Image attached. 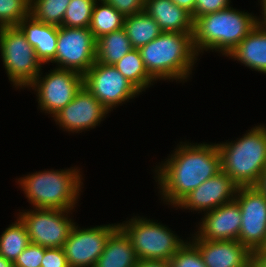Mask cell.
Returning <instances> with one entry per match:
<instances>
[{
	"instance_id": "8fae6325",
	"label": "cell",
	"mask_w": 266,
	"mask_h": 267,
	"mask_svg": "<svg viewBox=\"0 0 266 267\" xmlns=\"http://www.w3.org/2000/svg\"><path fill=\"white\" fill-rule=\"evenodd\" d=\"M83 78L84 86L109 112L141 94L113 65L95 62Z\"/></svg>"
},
{
	"instance_id": "60d3db41",
	"label": "cell",
	"mask_w": 266,
	"mask_h": 267,
	"mask_svg": "<svg viewBox=\"0 0 266 267\" xmlns=\"http://www.w3.org/2000/svg\"><path fill=\"white\" fill-rule=\"evenodd\" d=\"M256 250H265L266 251V240H265V243L262 245V247L258 248Z\"/></svg>"
},
{
	"instance_id": "9a60e30c",
	"label": "cell",
	"mask_w": 266,
	"mask_h": 267,
	"mask_svg": "<svg viewBox=\"0 0 266 267\" xmlns=\"http://www.w3.org/2000/svg\"><path fill=\"white\" fill-rule=\"evenodd\" d=\"M238 185L224 172L204 181L174 208L208 212L235 199Z\"/></svg>"
},
{
	"instance_id": "6da1fadb",
	"label": "cell",
	"mask_w": 266,
	"mask_h": 267,
	"mask_svg": "<svg viewBox=\"0 0 266 267\" xmlns=\"http://www.w3.org/2000/svg\"><path fill=\"white\" fill-rule=\"evenodd\" d=\"M166 161L156 165L155 181L161 200L175 207L191 191L221 171L216 143L180 142Z\"/></svg>"
},
{
	"instance_id": "b9f144b4",
	"label": "cell",
	"mask_w": 266,
	"mask_h": 267,
	"mask_svg": "<svg viewBox=\"0 0 266 267\" xmlns=\"http://www.w3.org/2000/svg\"><path fill=\"white\" fill-rule=\"evenodd\" d=\"M166 267H175L171 262L166 261Z\"/></svg>"
},
{
	"instance_id": "ffe728a7",
	"label": "cell",
	"mask_w": 266,
	"mask_h": 267,
	"mask_svg": "<svg viewBox=\"0 0 266 267\" xmlns=\"http://www.w3.org/2000/svg\"><path fill=\"white\" fill-rule=\"evenodd\" d=\"M226 57L266 74V28L259 23Z\"/></svg>"
},
{
	"instance_id": "7a4b0ae2",
	"label": "cell",
	"mask_w": 266,
	"mask_h": 267,
	"mask_svg": "<svg viewBox=\"0 0 266 267\" xmlns=\"http://www.w3.org/2000/svg\"><path fill=\"white\" fill-rule=\"evenodd\" d=\"M193 33L162 32L139 48L148 74L157 82L190 79L198 54L193 46Z\"/></svg>"
},
{
	"instance_id": "d590c367",
	"label": "cell",
	"mask_w": 266,
	"mask_h": 267,
	"mask_svg": "<svg viewBox=\"0 0 266 267\" xmlns=\"http://www.w3.org/2000/svg\"><path fill=\"white\" fill-rule=\"evenodd\" d=\"M135 267H166V261L141 259Z\"/></svg>"
},
{
	"instance_id": "3957f363",
	"label": "cell",
	"mask_w": 266,
	"mask_h": 267,
	"mask_svg": "<svg viewBox=\"0 0 266 267\" xmlns=\"http://www.w3.org/2000/svg\"><path fill=\"white\" fill-rule=\"evenodd\" d=\"M258 23V16L233 7L197 17L192 34L195 52L212 50L226 57Z\"/></svg>"
},
{
	"instance_id": "277c9868",
	"label": "cell",
	"mask_w": 266,
	"mask_h": 267,
	"mask_svg": "<svg viewBox=\"0 0 266 267\" xmlns=\"http://www.w3.org/2000/svg\"><path fill=\"white\" fill-rule=\"evenodd\" d=\"M81 173L78 167L47 169L24 175L17 183L32 208L74 210L83 188Z\"/></svg>"
},
{
	"instance_id": "d6986e66",
	"label": "cell",
	"mask_w": 266,
	"mask_h": 267,
	"mask_svg": "<svg viewBox=\"0 0 266 267\" xmlns=\"http://www.w3.org/2000/svg\"><path fill=\"white\" fill-rule=\"evenodd\" d=\"M144 11L156 21L162 32L193 33L191 14L171 0H145Z\"/></svg>"
},
{
	"instance_id": "f35d334b",
	"label": "cell",
	"mask_w": 266,
	"mask_h": 267,
	"mask_svg": "<svg viewBox=\"0 0 266 267\" xmlns=\"http://www.w3.org/2000/svg\"><path fill=\"white\" fill-rule=\"evenodd\" d=\"M259 1L261 2L260 6H262L261 7L262 11L260 12L261 17L259 15V24L266 28V0H259Z\"/></svg>"
},
{
	"instance_id": "52a82bcc",
	"label": "cell",
	"mask_w": 266,
	"mask_h": 267,
	"mask_svg": "<svg viewBox=\"0 0 266 267\" xmlns=\"http://www.w3.org/2000/svg\"><path fill=\"white\" fill-rule=\"evenodd\" d=\"M0 54L14 88L25 89L43 70L34 48L18 26L0 27Z\"/></svg>"
},
{
	"instance_id": "2e32d148",
	"label": "cell",
	"mask_w": 266,
	"mask_h": 267,
	"mask_svg": "<svg viewBox=\"0 0 266 267\" xmlns=\"http://www.w3.org/2000/svg\"><path fill=\"white\" fill-rule=\"evenodd\" d=\"M203 214L197 232L194 233L198 238L239 241L241 209L235 200Z\"/></svg>"
},
{
	"instance_id": "f546056e",
	"label": "cell",
	"mask_w": 266,
	"mask_h": 267,
	"mask_svg": "<svg viewBox=\"0 0 266 267\" xmlns=\"http://www.w3.org/2000/svg\"><path fill=\"white\" fill-rule=\"evenodd\" d=\"M175 267H207L199 250L188 240L170 261Z\"/></svg>"
},
{
	"instance_id": "8992f818",
	"label": "cell",
	"mask_w": 266,
	"mask_h": 267,
	"mask_svg": "<svg viewBox=\"0 0 266 267\" xmlns=\"http://www.w3.org/2000/svg\"><path fill=\"white\" fill-rule=\"evenodd\" d=\"M118 224L129 237L139 260L170 262L174 254L185 244V240L168 226L144 216H134Z\"/></svg>"
},
{
	"instance_id": "ba28073f",
	"label": "cell",
	"mask_w": 266,
	"mask_h": 267,
	"mask_svg": "<svg viewBox=\"0 0 266 267\" xmlns=\"http://www.w3.org/2000/svg\"><path fill=\"white\" fill-rule=\"evenodd\" d=\"M50 70L45 76L40 72L27 88L37 92L38 108L53 117L74 99L84 86V78L72 70Z\"/></svg>"
},
{
	"instance_id": "5b68a950",
	"label": "cell",
	"mask_w": 266,
	"mask_h": 267,
	"mask_svg": "<svg viewBox=\"0 0 266 267\" xmlns=\"http://www.w3.org/2000/svg\"><path fill=\"white\" fill-rule=\"evenodd\" d=\"M216 144L221 171L239 187L255 186L266 169V126L255 125L239 139Z\"/></svg>"
},
{
	"instance_id": "4316f807",
	"label": "cell",
	"mask_w": 266,
	"mask_h": 267,
	"mask_svg": "<svg viewBox=\"0 0 266 267\" xmlns=\"http://www.w3.org/2000/svg\"><path fill=\"white\" fill-rule=\"evenodd\" d=\"M71 0H30V15L37 21L62 26Z\"/></svg>"
},
{
	"instance_id": "83f0119b",
	"label": "cell",
	"mask_w": 266,
	"mask_h": 267,
	"mask_svg": "<svg viewBox=\"0 0 266 267\" xmlns=\"http://www.w3.org/2000/svg\"><path fill=\"white\" fill-rule=\"evenodd\" d=\"M97 0H71L62 22V26L70 28H89L92 11Z\"/></svg>"
},
{
	"instance_id": "4dcf8cb0",
	"label": "cell",
	"mask_w": 266,
	"mask_h": 267,
	"mask_svg": "<svg viewBox=\"0 0 266 267\" xmlns=\"http://www.w3.org/2000/svg\"><path fill=\"white\" fill-rule=\"evenodd\" d=\"M45 247L30 243L14 262V267H41Z\"/></svg>"
},
{
	"instance_id": "4fadbf2b",
	"label": "cell",
	"mask_w": 266,
	"mask_h": 267,
	"mask_svg": "<svg viewBox=\"0 0 266 267\" xmlns=\"http://www.w3.org/2000/svg\"><path fill=\"white\" fill-rule=\"evenodd\" d=\"M119 224L80 228L75 223L63 245L69 267H93L101 256L109 236Z\"/></svg>"
},
{
	"instance_id": "7402d4cb",
	"label": "cell",
	"mask_w": 266,
	"mask_h": 267,
	"mask_svg": "<svg viewBox=\"0 0 266 267\" xmlns=\"http://www.w3.org/2000/svg\"><path fill=\"white\" fill-rule=\"evenodd\" d=\"M123 28L132 48L139 49L158 37L162 30L145 11L124 18Z\"/></svg>"
},
{
	"instance_id": "d4e9b609",
	"label": "cell",
	"mask_w": 266,
	"mask_h": 267,
	"mask_svg": "<svg viewBox=\"0 0 266 267\" xmlns=\"http://www.w3.org/2000/svg\"><path fill=\"white\" fill-rule=\"evenodd\" d=\"M124 18L125 16L112 5L105 3L103 0H97L93 7L89 29L97 40L106 34L122 29Z\"/></svg>"
},
{
	"instance_id": "e0dca14e",
	"label": "cell",
	"mask_w": 266,
	"mask_h": 267,
	"mask_svg": "<svg viewBox=\"0 0 266 267\" xmlns=\"http://www.w3.org/2000/svg\"><path fill=\"white\" fill-rule=\"evenodd\" d=\"M191 236L189 241L199 250L207 267H252V251L239 241H210Z\"/></svg>"
},
{
	"instance_id": "f1b7e54d",
	"label": "cell",
	"mask_w": 266,
	"mask_h": 267,
	"mask_svg": "<svg viewBox=\"0 0 266 267\" xmlns=\"http://www.w3.org/2000/svg\"><path fill=\"white\" fill-rule=\"evenodd\" d=\"M30 15V0H0V27L17 26Z\"/></svg>"
},
{
	"instance_id": "d6a6232c",
	"label": "cell",
	"mask_w": 266,
	"mask_h": 267,
	"mask_svg": "<svg viewBox=\"0 0 266 267\" xmlns=\"http://www.w3.org/2000/svg\"><path fill=\"white\" fill-rule=\"evenodd\" d=\"M112 5L123 16H130L144 11L145 0H103Z\"/></svg>"
},
{
	"instance_id": "cb8c5ba5",
	"label": "cell",
	"mask_w": 266,
	"mask_h": 267,
	"mask_svg": "<svg viewBox=\"0 0 266 267\" xmlns=\"http://www.w3.org/2000/svg\"><path fill=\"white\" fill-rule=\"evenodd\" d=\"M140 92H145L155 80L148 74L139 49L132 48L113 65Z\"/></svg>"
},
{
	"instance_id": "5bb4252c",
	"label": "cell",
	"mask_w": 266,
	"mask_h": 267,
	"mask_svg": "<svg viewBox=\"0 0 266 267\" xmlns=\"http://www.w3.org/2000/svg\"><path fill=\"white\" fill-rule=\"evenodd\" d=\"M110 113L91 92L83 86L74 99L53 116L63 131L81 133L96 128Z\"/></svg>"
},
{
	"instance_id": "603a6c76",
	"label": "cell",
	"mask_w": 266,
	"mask_h": 267,
	"mask_svg": "<svg viewBox=\"0 0 266 267\" xmlns=\"http://www.w3.org/2000/svg\"><path fill=\"white\" fill-rule=\"evenodd\" d=\"M131 49L125 29L113 31L96 40V62L114 65Z\"/></svg>"
},
{
	"instance_id": "e575fe53",
	"label": "cell",
	"mask_w": 266,
	"mask_h": 267,
	"mask_svg": "<svg viewBox=\"0 0 266 267\" xmlns=\"http://www.w3.org/2000/svg\"><path fill=\"white\" fill-rule=\"evenodd\" d=\"M252 267H266V251H252Z\"/></svg>"
},
{
	"instance_id": "44dd1931",
	"label": "cell",
	"mask_w": 266,
	"mask_h": 267,
	"mask_svg": "<svg viewBox=\"0 0 266 267\" xmlns=\"http://www.w3.org/2000/svg\"><path fill=\"white\" fill-rule=\"evenodd\" d=\"M138 260L129 237L118 227L93 267H135Z\"/></svg>"
},
{
	"instance_id": "1f68e13d",
	"label": "cell",
	"mask_w": 266,
	"mask_h": 267,
	"mask_svg": "<svg viewBox=\"0 0 266 267\" xmlns=\"http://www.w3.org/2000/svg\"><path fill=\"white\" fill-rule=\"evenodd\" d=\"M231 0H196L193 11V21L197 17L214 13L231 7Z\"/></svg>"
},
{
	"instance_id": "8d00e7d4",
	"label": "cell",
	"mask_w": 266,
	"mask_h": 267,
	"mask_svg": "<svg viewBox=\"0 0 266 267\" xmlns=\"http://www.w3.org/2000/svg\"><path fill=\"white\" fill-rule=\"evenodd\" d=\"M171 1L180 8H183L187 12H189L193 19L194 4L196 0H171Z\"/></svg>"
},
{
	"instance_id": "484cf974",
	"label": "cell",
	"mask_w": 266,
	"mask_h": 267,
	"mask_svg": "<svg viewBox=\"0 0 266 267\" xmlns=\"http://www.w3.org/2000/svg\"><path fill=\"white\" fill-rule=\"evenodd\" d=\"M16 218L17 220L0 235V255L13 263L30 244L25 225L18 217Z\"/></svg>"
},
{
	"instance_id": "9c48e42d",
	"label": "cell",
	"mask_w": 266,
	"mask_h": 267,
	"mask_svg": "<svg viewBox=\"0 0 266 267\" xmlns=\"http://www.w3.org/2000/svg\"><path fill=\"white\" fill-rule=\"evenodd\" d=\"M22 210L17 217L23 222L30 243L45 248H62L74 224L73 210L33 208Z\"/></svg>"
},
{
	"instance_id": "30bf717a",
	"label": "cell",
	"mask_w": 266,
	"mask_h": 267,
	"mask_svg": "<svg viewBox=\"0 0 266 267\" xmlns=\"http://www.w3.org/2000/svg\"><path fill=\"white\" fill-rule=\"evenodd\" d=\"M55 67L84 75L96 62V40L89 28L58 26Z\"/></svg>"
},
{
	"instance_id": "74e56055",
	"label": "cell",
	"mask_w": 266,
	"mask_h": 267,
	"mask_svg": "<svg viewBox=\"0 0 266 267\" xmlns=\"http://www.w3.org/2000/svg\"><path fill=\"white\" fill-rule=\"evenodd\" d=\"M255 186L266 196V169L261 174L260 179Z\"/></svg>"
},
{
	"instance_id": "7c38bea8",
	"label": "cell",
	"mask_w": 266,
	"mask_h": 267,
	"mask_svg": "<svg viewBox=\"0 0 266 267\" xmlns=\"http://www.w3.org/2000/svg\"><path fill=\"white\" fill-rule=\"evenodd\" d=\"M241 209L239 242L251 251L266 240V196L256 186H240L234 199Z\"/></svg>"
},
{
	"instance_id": "ac0fdd59",
	"label": "cell",
	"mask_w": 266,
	"mask_h": 267,
	"mask_svg": "<svg viewBox=\"0 0 266 267\" xmlns=\"http://www.w3.org/2000/svg\"><path fill=\"white\" fill-rule=\"evenodd\" d=\"M34 48L42 65L53 63L57 51L58 26L35 20L31 15L17 25Z\"/></svg>"
},
{
	"instance_id": "ab89813d",
	"label": "cell",
	"mask_w": 266,
	"mask_h": 267,
	"mask_svg": "<svg viewBox=\"0 0 266 267\" xmlns=\"http://www.w3.org/2000/svg\"><path fill=\"white\" fill-rule=\"evenodd\" d=\"M0 267H14V263L0 255Z\"/></svg>"
},
{
	"instance_id": "836d02e7",
	"label": "cell",
	"mask_w": 266,
	"mask_h": 267,
	"mask_svg": "<svg viewBox=\"0 0 266 267\" xmlns=\"http://www.w3.org/2000/svg\"><path fill=\"white\" fill-rule=\"evenodd\" d=\"M41 267H69L63 248H46Z\"/></svg>"
}]
</instances>
